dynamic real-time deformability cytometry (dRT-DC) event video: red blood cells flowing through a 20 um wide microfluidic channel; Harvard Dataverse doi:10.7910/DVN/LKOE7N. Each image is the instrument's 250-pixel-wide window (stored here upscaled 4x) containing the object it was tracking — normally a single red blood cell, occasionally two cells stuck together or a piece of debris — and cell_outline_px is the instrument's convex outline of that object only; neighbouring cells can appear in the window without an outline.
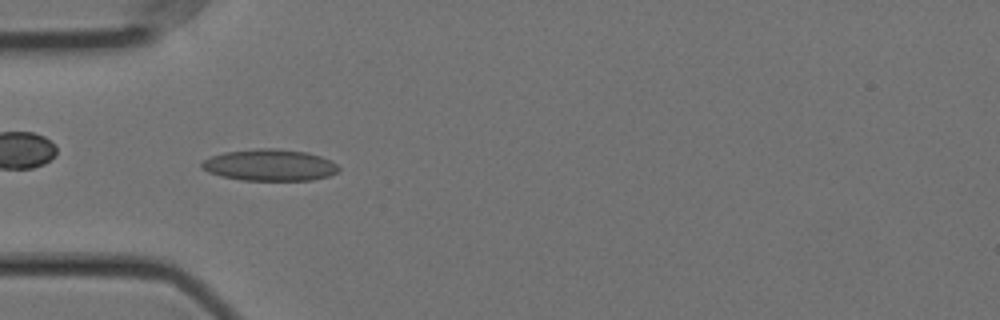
{"species": "Egyptian fruit bat (a non-hibernating species)", "species_latin": "Rousettus aegyptiacus", "temperature_condition": "cold", "stored_images_in_passage": 55, "camera_frame_rate_fps": 3000, "um_per_image_px": 0.085, "animal": {"sex": "female"}, "frame": {"image": 1, "passage_image": 16, "time_ms": 5.0, "image_size_px": [1000, 320], "cell_outline_px": [[340, 172], [328, 176], [312, 180], [240, 180], [220, 176], [208, 172], [200, 168], [200, 164], [204, 160], [212, 156], [224, 152], [256, 148], [276, 148], [308, 152], [332, 160], [340, 168]], "centroid_in_image_um": [22.94, 14.03], "position_along_channel_um": 62.1, "area_um2": 25.49}}
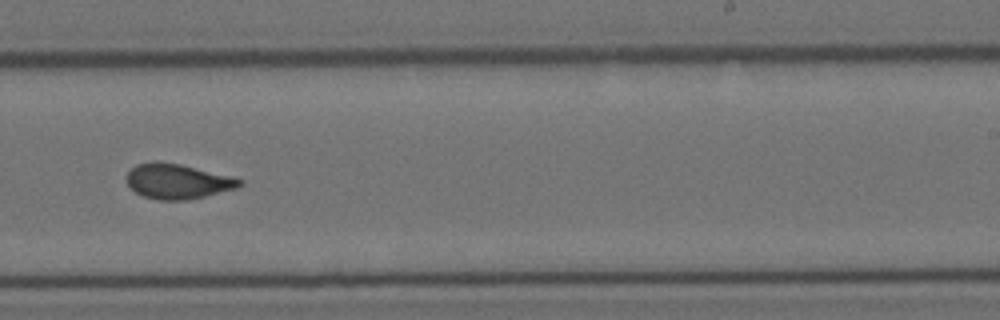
{"frame": {"image": 2, "passage_image": 34, "time_ms": 11.0, "image_size_px": [1000, 320], "cell_outline_px": [[244, 184], [236, 188], [188, 200], [156, 200], [144, 196], [136, 192], [128, 184], [124, 176], [136, 164], [152, 160], [156, 160], [180, 164], [244, 180]], "centroid_in_image_um": [15.04, 15.4], "position_along_channel_um": 274.0, "area_um2": 23.0}}
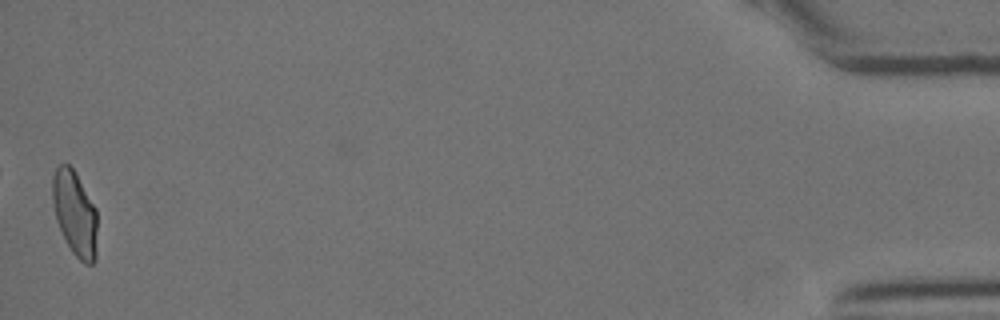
{"frame": {"image": 3, "passage_image": 55, "time_ms": 18.0, "image_size_px": [1000, 320], "cell_outline_px": [[96, 260], [92, 264], [84, 264], [72, 252], [56, 220], [52, 200], [52, 176], [56, 168], [60, 164], [68, 164], [72, 168], [96, 208]], "centroid_in_image_um": [6.36, 18.15], "position_along_channel_um": 428.8, "area_um2": 21.91}, "authors_computed_cell_mechanics": {"area_um2": 23.0044, "velocity_mm_per_s": 3.5574, "shape_relaxation_time_tau1_ms": 7.7359, "shape_relaxation_time_tau2_ms": 0.7346, "deformation_change_tau1": 0.1787, "deformation_change_tau2": 0.0586}}